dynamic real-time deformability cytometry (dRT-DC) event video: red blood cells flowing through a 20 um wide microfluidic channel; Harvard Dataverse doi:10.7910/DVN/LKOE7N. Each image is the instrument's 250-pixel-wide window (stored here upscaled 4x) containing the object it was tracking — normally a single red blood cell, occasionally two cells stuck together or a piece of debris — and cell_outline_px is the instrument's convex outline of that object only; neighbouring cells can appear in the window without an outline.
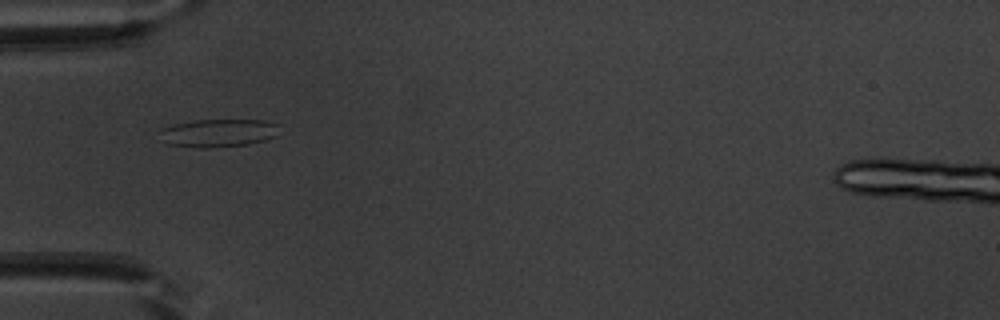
{"species": "common noctule bat (a hibernating species)", "species_latin": "Nyctalus noctula", "temperature_condition": "warm", "stored_images_in_passage": 54, "camera_frame_rate_fps": 3000, "um_per_image_px": 0.085, "animal": {"sex": "male", "body_mass_g": 20.1, "forearm_length_mm": 53.5}, "frame": {"image": 1, "passage_image": 18, "time_ms": 5.667, "image_size_px": [1000, 320], "cell_outline_px": [[280, 124], [276, 136], [264, 140], [248, 144], [212, 148], [196, 148], [168, 144], [156, 132], [160, 128], [172, 124], [196, 120], [264, 120]], "centroid_in_image_um": [18.52, 11.3], "position_along_channel_um": 66.5, "area_um2": 19.83}}
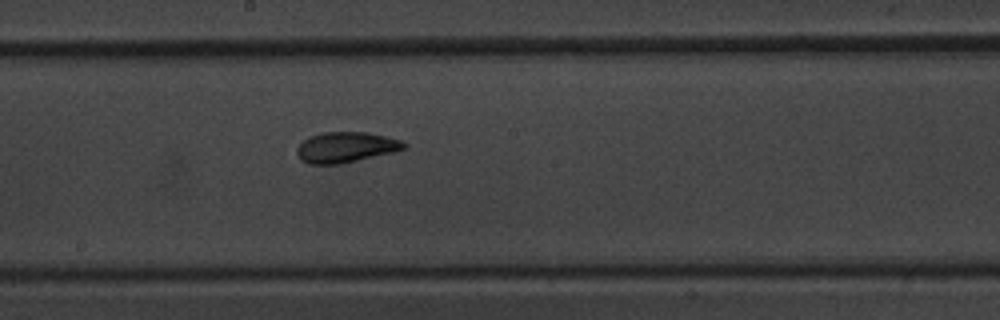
{"frame": {"image": 2, "passage_image": 30, "time_ms": 9.667, "image_size_px": [1000, 320], "cell_outline_px": [[408, 148], [392, 152], [340, 164], [308, 164], [300, 160], [296, 152], [296, 148], [308, 136], [324, 132], [368, 132], [400, 140], [408, 144]], "centroid_in_image_um": [29.37, 12.51], "position_along_channel_um": 218.8, "area_um2": 19.07}}
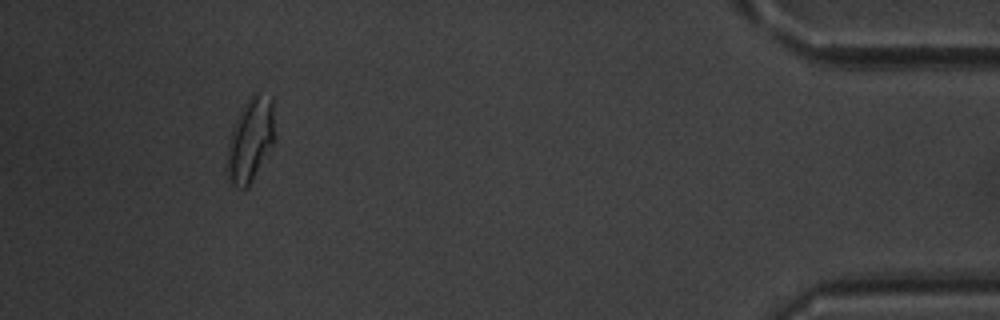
{"frame": {"image": 3, "passage_image": 50, "time_ms": 16.333, "image_size_px": [1000, 320], "cell_outline_px": [[276, 140], [248, 188], [236, 188], [228, 180], [228, 144], [232, 128], [244, 104], [252, 92], [256, 92], [272, 96], [276, 136]], "centroid_in_image_um": [21.33, 11.86], "position_along_channel_um": 413.9, "area_um2": 23.58}, "authors_computed_cell_mechanics": {"area_um2": 19.8543, "velocity_mm_per_s": 3.8135, "shape_relaxation_time_tau1_ms": 3.8403, "shape_relaxation_time_tau2_ms": 1.7273, "deformation_change_tau1": 0.1412, "deformation_change_tau2": 0.0734}}